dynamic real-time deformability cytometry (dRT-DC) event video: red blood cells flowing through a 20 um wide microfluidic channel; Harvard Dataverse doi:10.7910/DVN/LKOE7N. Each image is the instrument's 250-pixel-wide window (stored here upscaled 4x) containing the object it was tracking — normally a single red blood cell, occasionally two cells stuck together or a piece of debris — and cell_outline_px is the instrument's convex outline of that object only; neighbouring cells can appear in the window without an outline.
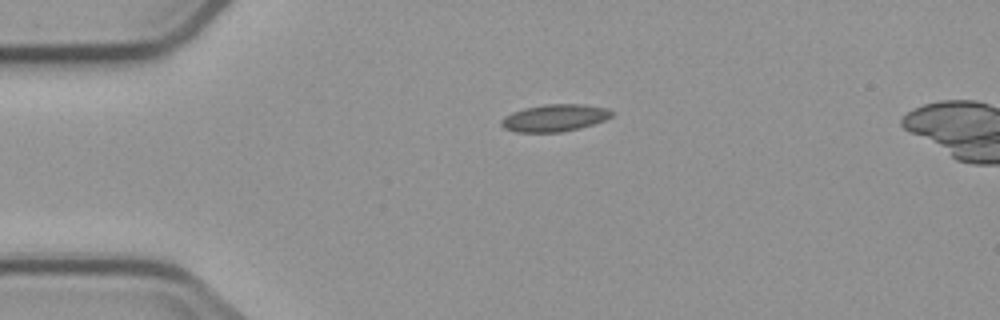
{"species": "common noctule bat (a hibernating species)", "species_latin": "Nyctalus noctula", "temperature_condition": "cold", "stored_images_in_passage": 3, "camera_frame_rate_fps": 3000, "um_per_image_px": 0.085, "animal": {"sex": "male", "body_mass_g": 23.1, "forearm_length_mm": 52.7}, "frame": {"image": 1, "passage_image": 1, "time_ms": 0.0, "image_size_px": [1000, 320], "cell_outline_px": [[612, 116], [604, 120], [580, 128], [560, 132], [516, 132], [504, 128], [500, 124], [500, 120], [504, 116], [512, 112], [524, 108], [544, 104], [584, 104], [608, 108], [612, 112]], "centroid_in_image_um": [47.12, 10.01], "position_along_channel_um": 37.9, "area_um2": 17.51}}